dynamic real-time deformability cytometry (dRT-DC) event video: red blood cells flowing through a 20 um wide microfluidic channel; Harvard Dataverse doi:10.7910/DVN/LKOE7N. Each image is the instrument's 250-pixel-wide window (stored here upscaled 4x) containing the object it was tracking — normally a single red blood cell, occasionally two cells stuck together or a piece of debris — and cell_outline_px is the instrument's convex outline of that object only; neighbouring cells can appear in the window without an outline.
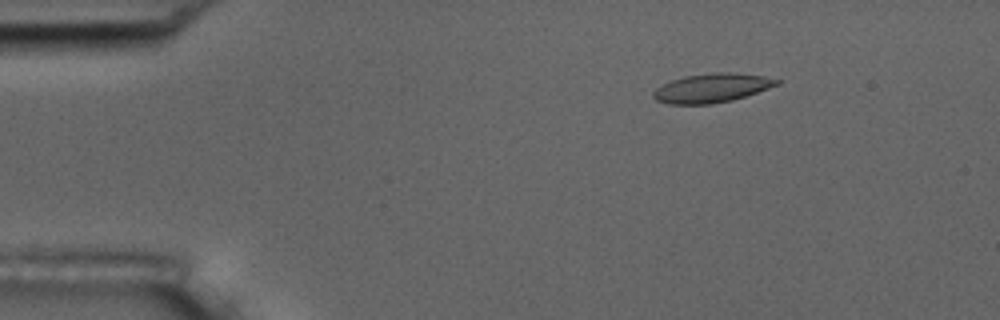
{"species": "common noctule bat (a hibernating species)", "species_latin": "Nyctalus noctula", "temperature_condition": "room temperature", "stored_images_in_passage": 5, "camera_frame_rate_fps": 3000, "um_per_image_px": 0.085, "animal": {"sex": "male", "body_mass_g": 17.5, "forearm_length_mm": 52.3}, "frame": {"image": 1, "passage_image": 3, "time_ms": 2.333, "image_size_px": [1000, 320], "cell_outline_px": [[780, 84], [732, 100], [712, 104], [668, 104], [656, 100], [652, 96], [652, 92], [656, 88], [672, 80], [684, 76], [716, 72], [728, 72], [764, 76], [780, 80]], "centroid_in_image_um": [60.48, 7.48], "position_along_channel_um": 24.5, "area_um2": 20.69}}